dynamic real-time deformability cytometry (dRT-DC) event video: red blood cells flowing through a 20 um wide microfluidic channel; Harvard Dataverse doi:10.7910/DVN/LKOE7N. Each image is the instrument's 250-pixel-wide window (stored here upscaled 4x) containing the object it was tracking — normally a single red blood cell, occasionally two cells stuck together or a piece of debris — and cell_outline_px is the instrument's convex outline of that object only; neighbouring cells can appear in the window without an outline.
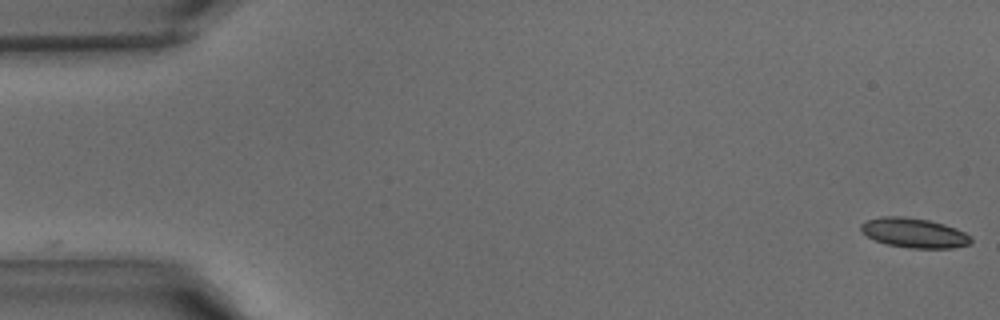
{"species": "common noctule bat (a hibernating species)", "species_latin": "Nyctalus noctula", "temperature_condition": "warm", "stored_images_in_passage": 42, "camera_frame_rate_fps": 3000, "um_per_image_px": 0.085, "animal": {"sex": "male", "body_mass_g": 15.6}, "frame": {"image": 1, "passage_image": 1, "time_ms": 0.0, "image_size_px": [1000, 320], "cell_outline_px": [[972, 244], [952, 248], [908, 248], [888, 244], [876, 240], [860, 232], [860, 224], [868, 220], [880, 216], [904, 216], [928, 220], [944, 224], [956, 228], [972, 236]], "centroid_in_image_um": [77.72, 19.79], "position_along_channel_um": 7.3, "area_um2": 19.13}}
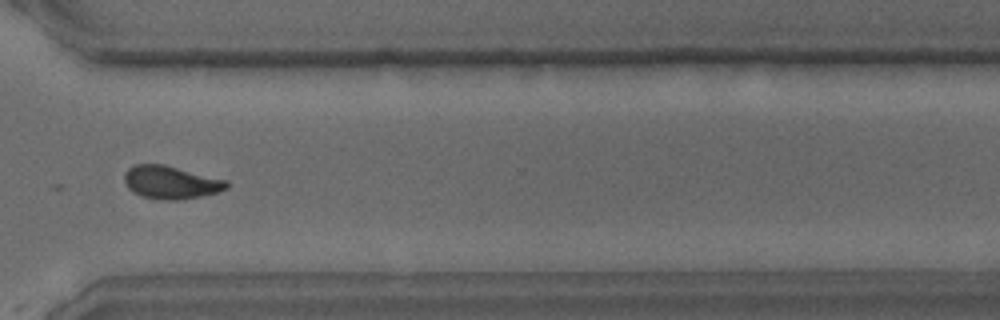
{"frame": {"image": 2, "passage_image": 31, "time_ms": 10.0, "image_size_px": [1000, 320], "cell_outline_px": [[228, 188], [216, 192], [200, 196], [180, 200], [164, 200], [140, 196], [132, 192], [128, 188], [124, 180], [124, 172], [128, 168], [136, 164], [164, 164], [228, 180]], "centroid_in_image_um": [14.5, 15.49], "position_along_channel_um": 356.1, "area_um2": 19.77}}
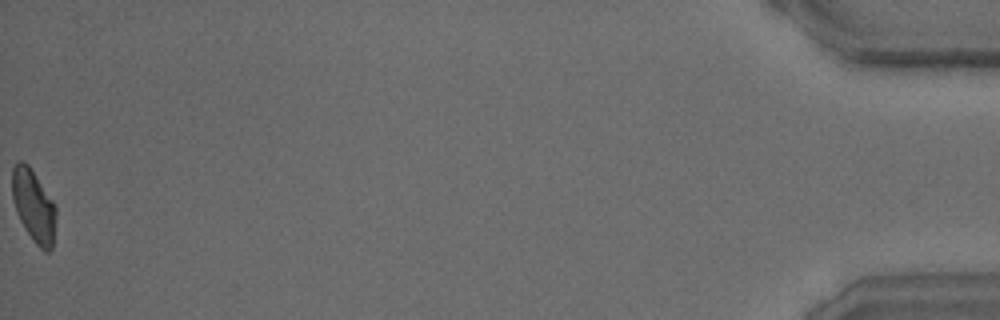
{"frame": {"image": 3, "passage_image": 42, "time_ms": 13.667, "image_size_px": [1000, 320], "cell_outline_px": [[56, 216], [52, 248], [48, 252], [44, 252], [32, 240], [20, 220], [16, 212], [12, 196], [12, 168], [16, 160], [24, 160], [28, 164], [56, 204]], "centroid_in_image_um": [2.86, 17.47], "position_along_channel_um": 432.3, "area_um2": 18.73}}